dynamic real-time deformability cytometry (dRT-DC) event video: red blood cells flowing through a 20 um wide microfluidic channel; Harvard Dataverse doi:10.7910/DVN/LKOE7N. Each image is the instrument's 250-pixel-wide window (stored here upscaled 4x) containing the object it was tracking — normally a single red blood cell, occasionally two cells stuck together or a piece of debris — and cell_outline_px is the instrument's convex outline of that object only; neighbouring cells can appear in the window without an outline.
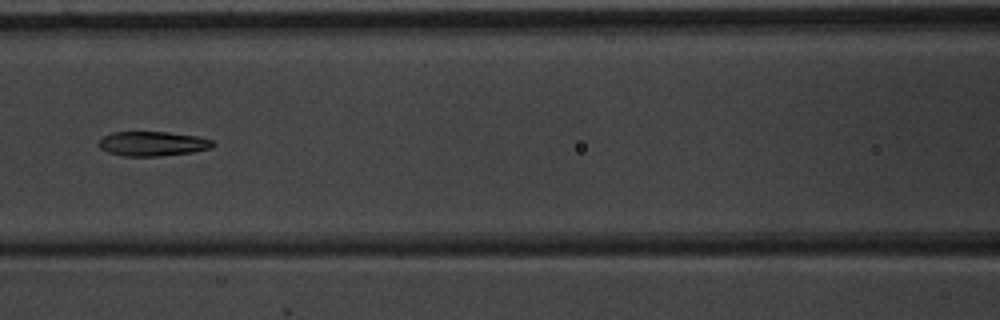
{"species": "common noctule bat (a hibernating species)", "species_latin": "Nyctalus noctula", "temperature_condition": "warm", "stored_images_in_passage": 10, "camera_frame_rate_fps": 3000, "um_per_image_px": 0.085, "animal": {"sex": "male", "body_mass_g": 20.1, "forearm_length_mm": 53.5}, "frame": {"image": 1, "passage_image": 7, "time_ms": 8.0, "image_size_px": [1000, 320], "cell_outline_px": [[216, 144], [212, 148], [192, 152], [160, 156], [124, 156], [108, 152], [100, 148], [100, 140], [104, 136], [112, 132], [168, 132], [196, 136], [212, 140]], "centroid_in_image_um": [13.0, 12.21], "position_along_channel_um": 153.6, "area_um2": 16.24}}
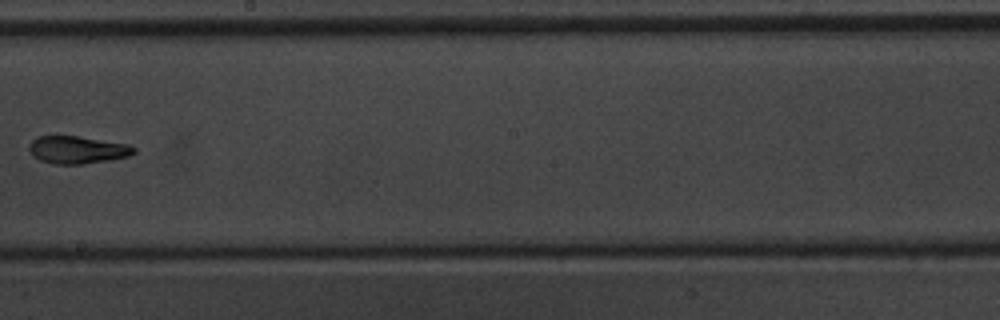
{"frame": {"image": 2, "passage_image": 9, "time_ms": 10.333, "image_size_px": [1000, 320], "cell_outline_px": [[136, 152], [128, 156], [112, 160], [80, 164], [56, 164], [40, 160], [32, 156], [28, 148], [28, 144], [36, 136], [76, 136], [128, 144], [136, 148]], "centroid_in_image_um": [6.55, 12.73], "position_along_channel_um": 241.6, "area_um2": 16.88}}
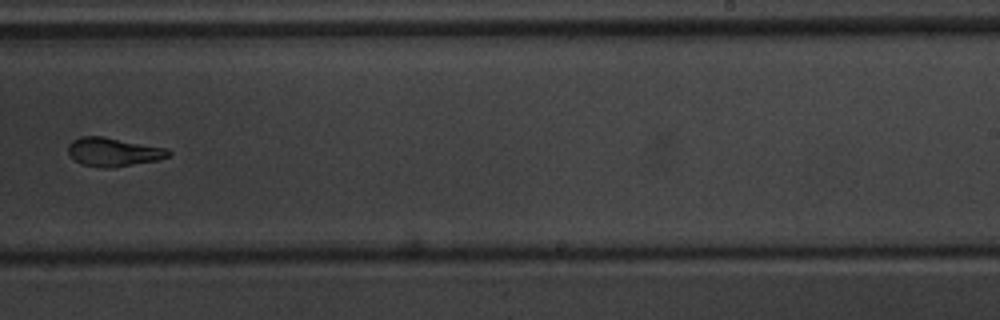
{"frame": {"image": 3, "passage_image": 10, "time_ms": 11.333, "image_size_px": [1000, 320], "cell_outline_px": [[172, 156], [156, 160], [112, 168], [104, 168], [84, 164], [76, 160], [68, 152], [68, 144], [72, 140], [80, 136], [104, 136], [168, 148], [172, 152]], "centroid_in_image_um": [9.68, 12.9], "position_along_channel_um": 279.3, "area_um2": 16.82}}